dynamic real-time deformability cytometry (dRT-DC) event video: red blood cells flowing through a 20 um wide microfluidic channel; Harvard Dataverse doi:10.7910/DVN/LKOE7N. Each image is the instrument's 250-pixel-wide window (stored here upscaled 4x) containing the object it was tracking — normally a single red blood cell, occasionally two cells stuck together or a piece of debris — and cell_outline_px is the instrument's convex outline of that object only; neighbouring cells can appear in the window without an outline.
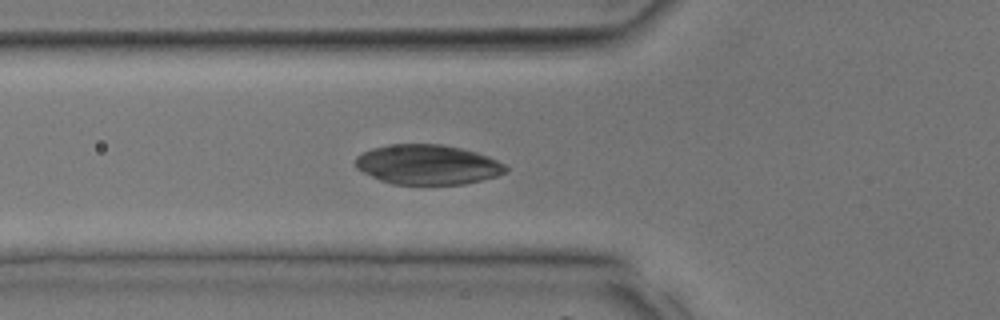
{"species": "common noctule bat (a hibernating species)", "species_latin": "Nyctalus noctula", "temperature_condition": "room temperature", "stored_images_in_passage": 37, "camera_frame_rate_fps": 3000, "um_per_image_px": 0.085, "animal": {"sex": "male", "body_mass_g": 17.9, "forearm_length_mm": 54.2}, "frame": {"image": 1, "passage_image": 13, "time_ms": 4.0, "image_size_px": [1000, 320], "cell_outline_px": [[508, 172], [496, 176], [464, 184], [392, 184], [380, 180], [356, 168], [356, 156], [372, 148], [388, 144], [440, 144], [460, 148], [476, 152], [488, 156], [504, 164], [508, 168]], "centroid_in_image_um": [36.35, 13.99], "position_along_channel_um": 89.5, "area_um2": 34.74}}
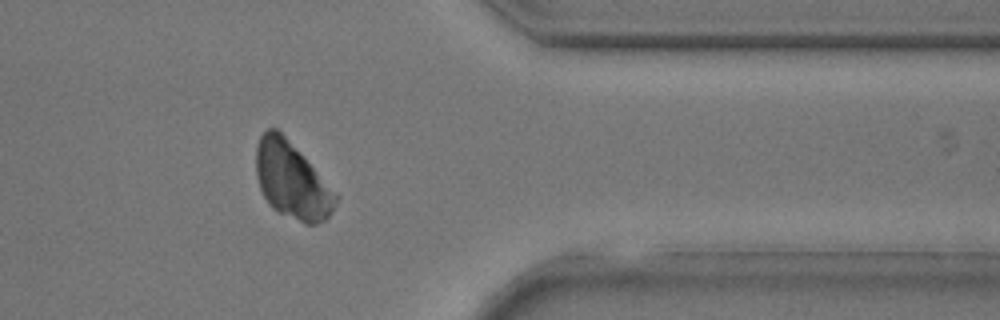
{"frame": {"image": 2, "passage_image": 30, "time_ms": 9.667, "image_size_px": [1000, 320], "cell_outline_px": [[340, 196], [332, 212], [324, 220], [316, 224], [304, 224], [272, 208], [268, 204], [260, 188], [256, 176], [256, 148], [260, 136], [268, 128], [276, 128], [284, 136]], "centroid_in_image_um": [24.81, 15.37], "position_along_channel_um": 386.6, "area_um2": 35.08}}
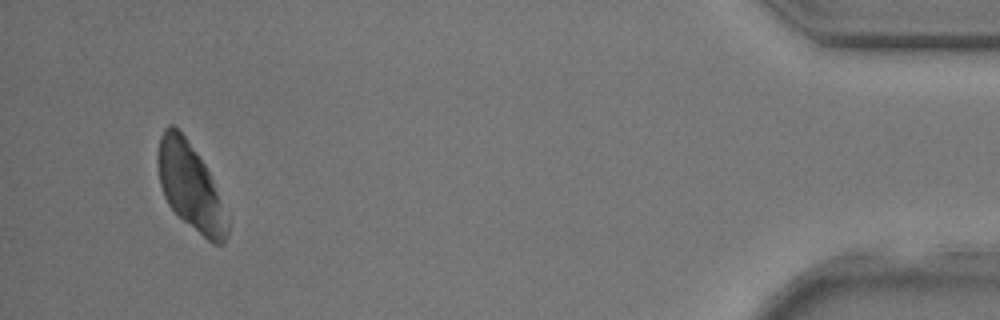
{"frame": {"image": 3, "passage_image": 35, "time_ms": 11.333, "image_size_px": [1000, 320], "cell_outline_px": [[228, 236], [224, 244], [212, 244], [184, 220], [168, 204], [164, 196], [160, 184], [156, 160], [156, 152], [160, 136], [164, 128], [168, 124], [172, 124], [184, 136], [204, 164], [208, 172], [228, 220]], "centroid_in_image_um": [16.14, 15.85], "position_along_channel_um": 419.1, "area_um2": 34.45}}